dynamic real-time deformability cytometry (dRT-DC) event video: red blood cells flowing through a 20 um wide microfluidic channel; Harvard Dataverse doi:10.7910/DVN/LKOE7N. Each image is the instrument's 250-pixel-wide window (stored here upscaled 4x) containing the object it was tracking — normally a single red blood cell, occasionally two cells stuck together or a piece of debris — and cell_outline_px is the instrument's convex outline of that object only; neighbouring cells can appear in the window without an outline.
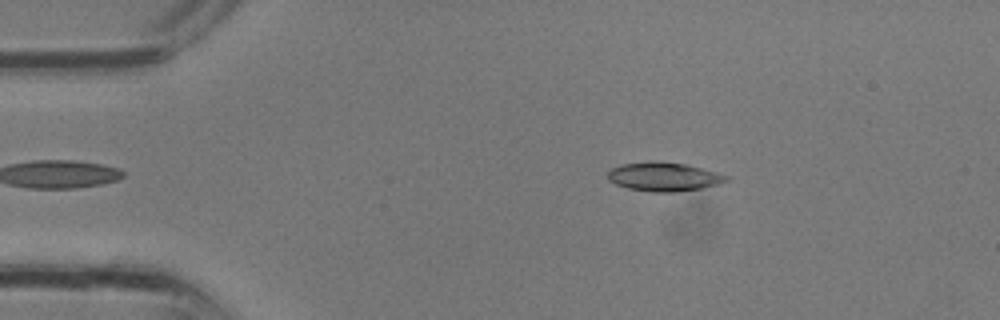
{"species": "common noctule bat (a hibernating species)", "species_latin": "Nyctalus noctula", "temperature_condition": "room temperature", "stored_images_in_passage": 17, "camera_frame_rate_fps": 3000, "um_per_image_px": 0.085, "animal": {"sex": "male", "body_mass_g": 13.3}, "frame": {"image": 1, "passage_image": 2, "time_ms": 0.333, "image_size_px": [1000, 320], "cell_outline_px": [[728, 180], [720, 184], [700, 188], [676, 192], [652, 192], [628, 188], [616, 184], [608, 180], [608, 172], [612, 168], [620, 164], [688, 164], [716, 172], [728, 176]], "centroid_in_image_um": [56.46, 15.07], "position_along_channel_um": 28.5, "area_um2": 19.07}}
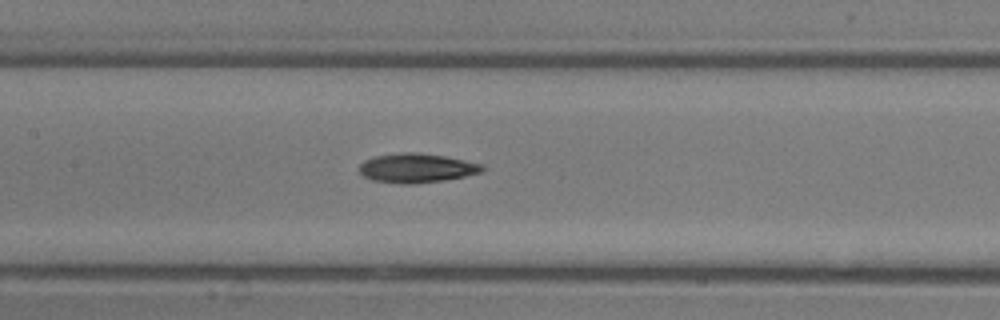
{"frame": {"image": 2, "passage_image": 11, "time_ms": 3.333, "image_size_px": [1000, 320], "cell_outline_px": [[488, 168], [484, 172], [444, 180], [412, 184], [400, 184], [372, 180], [364, 176], [360, 172], [360, 164], [364, 160], [376, 156], [400, 152], [416, 152], [444, 156], [484, 164]], "centroid_in_image_um": [35.46, 14.28], "position_along_channel_um": 171.9, "area_um2": 21.1}}
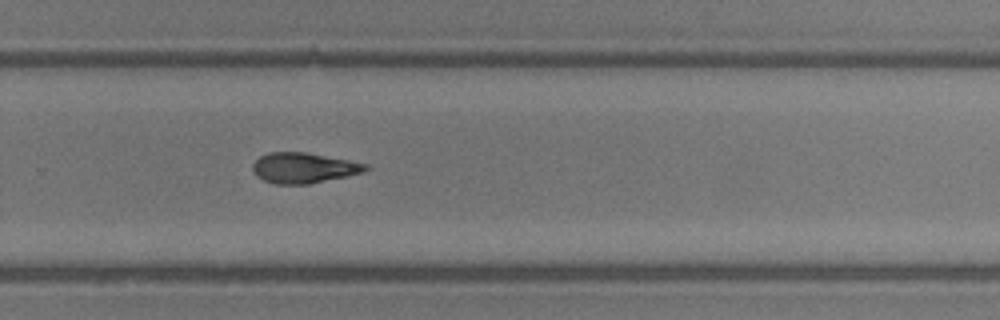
{"frame": {"image": 3, "passage_image": 17, "time_ms": 5.333, "image_size_px": [1000, 320], "cell_outline_px": [[368, 168], [364, 172], [348, 176], [308, 184], [276, 184], [264, 180], [256, 176], [252, 172], [252, 164], [260, 156], [268, 152], [304, 152], [348, 160], [368, 164]], "centroid_in_image_um": [25.78, 14.27], "position_along_channel_um": 304.0, "area_um2": 20.0}}